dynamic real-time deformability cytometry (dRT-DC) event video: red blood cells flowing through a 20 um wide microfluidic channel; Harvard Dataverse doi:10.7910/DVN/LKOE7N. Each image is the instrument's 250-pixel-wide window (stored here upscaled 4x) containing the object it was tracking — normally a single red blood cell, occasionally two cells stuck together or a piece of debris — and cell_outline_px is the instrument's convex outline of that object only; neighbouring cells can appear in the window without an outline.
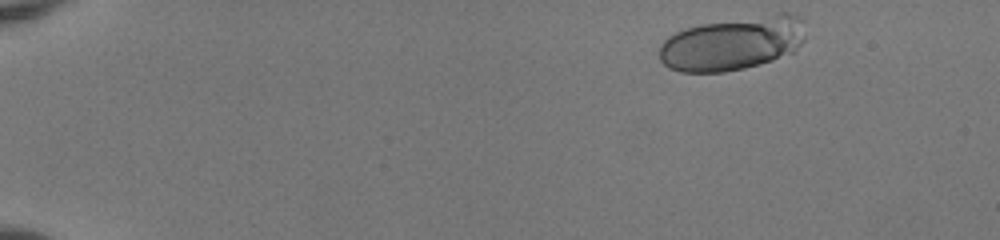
{"species": "human", "species_latin": "Homo sapiens", "temperature_condition": "room temperature", "stored_images_in_passage": 17, "camera_frame_rate_fps": 3000, "um_per_image_px": 0.085, "donor": {"sex": "female"}, "frame": {"image": 1, "passage_image": 1, "time_ms": 0.0, "image_size_px": [1000, 240], "cell_outline_px": [[804, 40], [792, 52], [772, 60], [760, 64], [744, 68], [724, 72], [680, 72], [668, 68], [660, 60], [660, 44], [668, 36], [676, 32], [700, 24], [776, 12], [788, 12], [800, 16], [804, 20]], "centroid_in_image_um": [62.29, 3.67], "position_along_channel_um": 22.7, "area_um2": 46.07}}
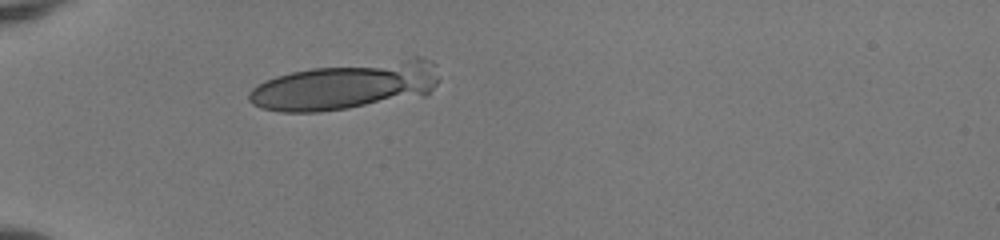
{"frame": {"image": 2, "passage_image": 12, "time_ms": 3.667, "image_size_px": [1000, 240], "cell_outline_px": [[440, 80], [424, 96], [348, 108], [320, 112], [280, 112], [260, 108], [252, 104], [248, 100], [248, 92], [256, 84], [264, 80], [276, 76], [292, 72], [312, 68], [412, 56], [420, 56], [432, 60], [436, 64]], "centroid_in_image_um": [29.45, 7.27], "position_along_channel_um": 55.5, "area_um2": 53.58}}